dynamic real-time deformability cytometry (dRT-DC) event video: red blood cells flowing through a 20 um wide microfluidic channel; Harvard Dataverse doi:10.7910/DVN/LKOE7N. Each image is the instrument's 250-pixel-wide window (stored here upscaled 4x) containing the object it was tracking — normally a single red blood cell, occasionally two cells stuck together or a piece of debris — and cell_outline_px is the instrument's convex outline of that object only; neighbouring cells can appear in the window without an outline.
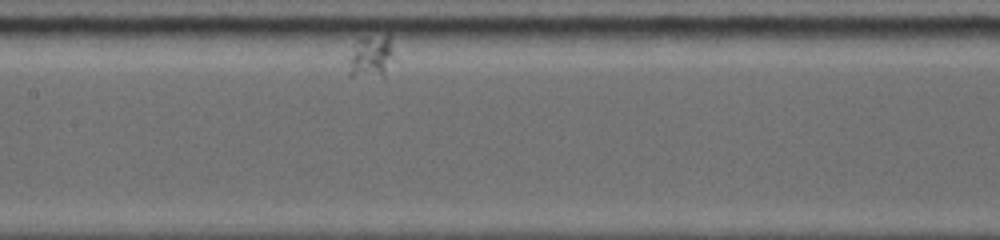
{"species": "common noctule bat (a hibernating species)", "species_latin": "Nyctalus noctula", "temperature_condition": "warm", "stored_images_in_passage": 66, "camera_frame_rate_fps": 5000, "um_per_image_px": 0.085, "animal": {"sex": "female", "body_mass_g": 19.0, "forearm_length_mm": 53.3}, "frame": {"image": 1, "passage_image": 28, "time_ms": 6.0, "image_size_px": [1000, 240], "cell_outline_px": [[388, 56], [384, 76], [348, 76], [348, 60], [360, 40], [388, 32]], "centroid_in_image_um": [31.42, 4.84], "position_along_channel_um": 176.0, "area_um2": 10.06}}